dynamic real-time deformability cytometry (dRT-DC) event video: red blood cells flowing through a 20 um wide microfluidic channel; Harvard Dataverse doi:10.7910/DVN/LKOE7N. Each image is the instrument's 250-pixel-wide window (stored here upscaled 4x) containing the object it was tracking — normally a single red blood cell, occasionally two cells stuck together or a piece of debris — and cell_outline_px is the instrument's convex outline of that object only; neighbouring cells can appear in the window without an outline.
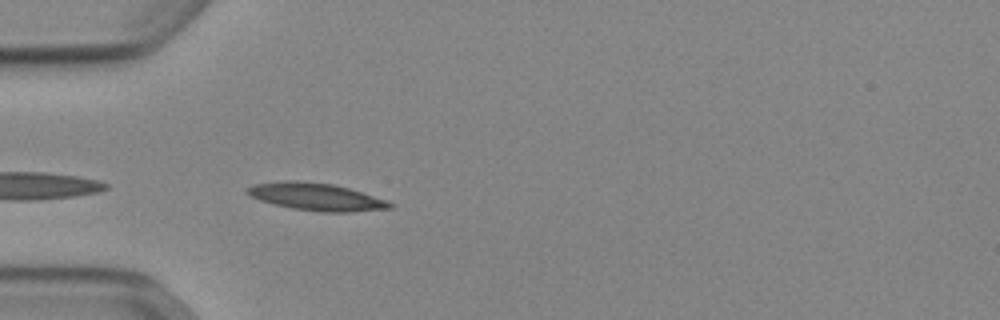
{"species": "Egyptian fruit bat (a non-hibernating species)", "species_latin": "Rousettus aegyptiacus", "temperature_condition": "cold", "stored_images_in_passage": 6, "camera_frame_rate_fps": 3000, "um_per_image_px": 0.085, "animal": {"sex": "female"}, "frame": {"image": 1, "passage_image": 2, "time_ms": 0.333, "image_size_px": [1000, 320], "cell_outline_px": [[392, 208], [352, 212], [320, 212], [292, 208], [260, 200], [244, 192], [244, 188], [252, 184], [284, 180], [296, 180], [332, 184], [348, 188], [388, 200], [392, 204]], "centroid_in_image_um": [26.85, 16.72], "position_along_channel_um": 58.2, "area_um2": 22.83}}